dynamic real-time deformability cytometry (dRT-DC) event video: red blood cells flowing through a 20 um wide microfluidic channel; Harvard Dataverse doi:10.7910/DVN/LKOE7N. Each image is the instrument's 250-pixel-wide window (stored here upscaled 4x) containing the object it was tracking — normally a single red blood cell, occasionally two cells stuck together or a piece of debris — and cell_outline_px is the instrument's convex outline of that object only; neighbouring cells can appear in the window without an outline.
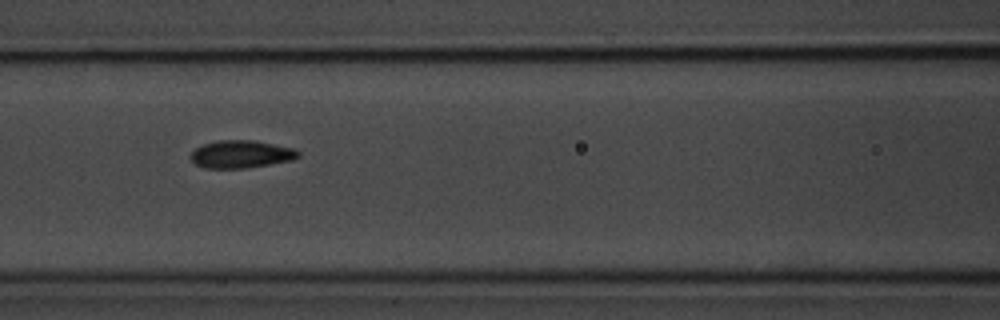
{"species": "common noctule bat (a hibernating species)", "species_latin": "Nyctalus noctula", "temperature_condition": "room temperature", "stored_images_in_passage": 9, "camera_frame_rate_fps": 3000, "um_per_image_px": 0.085, "animal": {"sex": "male", "body_mass_g": 20.1, "forearm_length_mm": 53.5}, "frame": {"image": 1, "passage_image": 8, "time_ms": 8.333, "image_size_px": [1000, 320], "cell_outline_px": [[300, 156], [292, 160], [248, 168], [204, 168], [196, 164], [188, 156], [196, 148], [204, 144], [216, 140], [252, 140], [296, 148], [300, 152]], "centroid_in_image_um": [20.51, 13.1], "position_along_channel_um": 146.1, "area_um2": 17.46}}
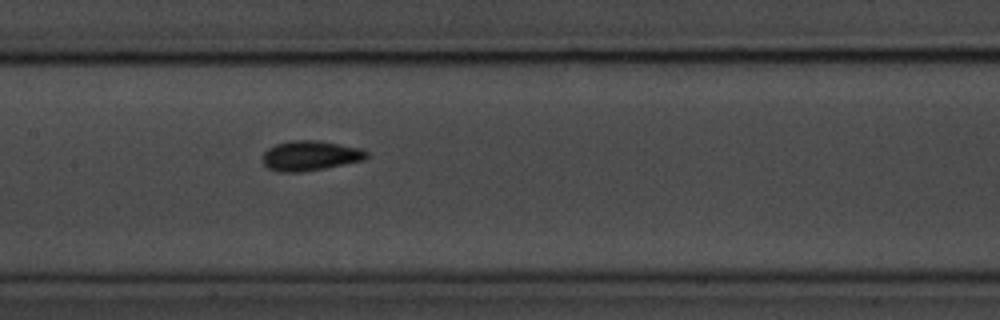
{"frame": {"image": 2, "passage_image": 9, "time_ms": 9.333, "image_size_px": [1000, 320], "cell_outline_px": [[368, 156], [364, 160], [324, 168], [300, 172], [280, 172], [268, 168], [260, 160], [264, 152], [268, 148], [276, 144], [288, 140], [316, 140], [364, 148], [368, 152]], "centroid_in_image_um": [26.36, 13.22], "position_along_channel_um": 181.0, "area_um2": 18.32}}